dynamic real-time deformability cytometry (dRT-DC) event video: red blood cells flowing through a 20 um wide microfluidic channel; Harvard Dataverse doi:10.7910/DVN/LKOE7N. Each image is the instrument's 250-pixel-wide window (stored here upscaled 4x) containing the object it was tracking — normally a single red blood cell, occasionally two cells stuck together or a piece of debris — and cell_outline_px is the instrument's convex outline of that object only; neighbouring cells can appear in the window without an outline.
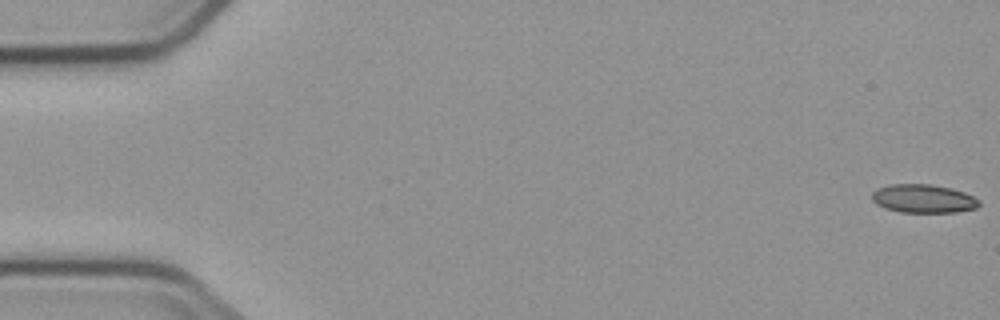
{"species": "common noctule bat (a hibernating species)", "species_latin": "Nyctalus noctula", "temperature_condition": "cold", "stored_images_in_passage": 7, "camera_frame_rate_fps": 3000, "um_per_image_px": 0.085, "animal": {"sex": "male", "body_mass_g": 23.1, "forearm_length_mm": 52.7}, "frame": {"image": 1, "passage_image": 1, "time_ms": 0.0, "image_size_px": [1000, 320], "cell_outline_px": [[980, 204], [976, 208], [956, 212], [900, 212], [884, 208], [876, 204], [872, 200], [872, 192], [876, 188], [892, 184], [928, 184], [948, 188], [964, 192], [980, 200]], "centroid_in_image_um": [78.45, 16.89], "position_along_channel_um": 6.5, "area_um2": 17.74}}
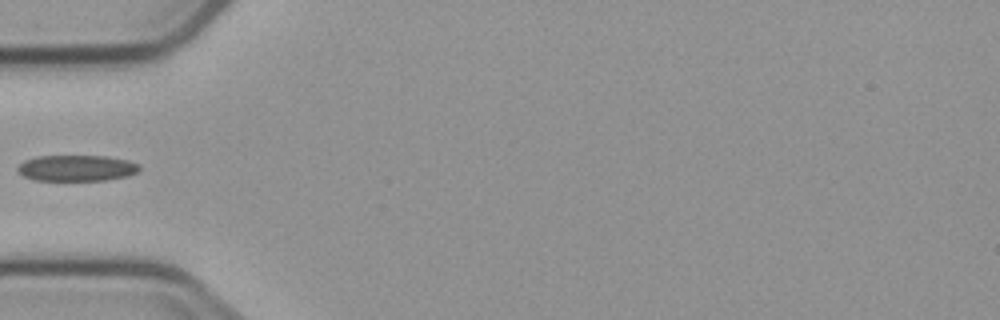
{"frame": {"image": 2, "passage_image": 6, "time_ms": 6.0, "image_size_px": [1000, 320], "cell_outline_px": [[140, 168], [136, 172], [128, 176], [104, 180], [36, 180], [24, 176], [16, 172], [16, 168], [24, 160], [36, 156], [104, 156], [128, 160], [140, 164]], "centroid_in_image_um": [6.49, 14.28], "position_along_channel_um": 78.5, "area_um2": 18.5}}
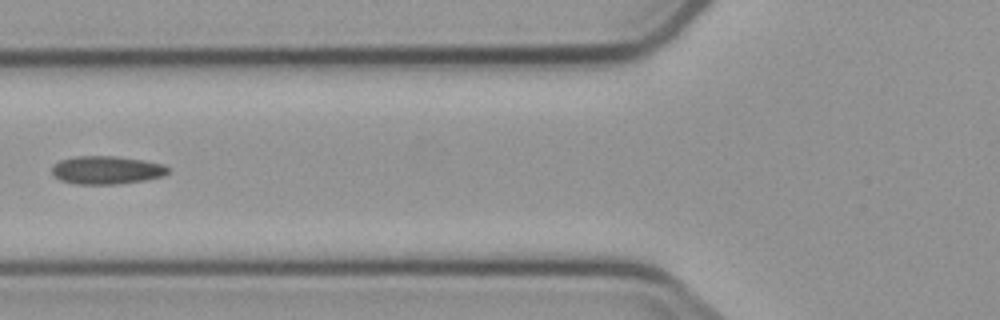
{"frame": {"image": 3, "passage_image": 7, "time_ms": 7.0, "image_size_px": [1000, 320], "cell_outline_px": [[168, 172], [164, 176], [148, 180], [116, 184], [76, 184], [60, 180], [52, 172], [52, 168], [60, 160], [76, 156], [116, 156], [144, 160], [164, 164], [168, 168]], "centroid_in_image_um": [9.1, 14.46], "position_along_channel_um": 116.7, "area_um2": 19.07}}